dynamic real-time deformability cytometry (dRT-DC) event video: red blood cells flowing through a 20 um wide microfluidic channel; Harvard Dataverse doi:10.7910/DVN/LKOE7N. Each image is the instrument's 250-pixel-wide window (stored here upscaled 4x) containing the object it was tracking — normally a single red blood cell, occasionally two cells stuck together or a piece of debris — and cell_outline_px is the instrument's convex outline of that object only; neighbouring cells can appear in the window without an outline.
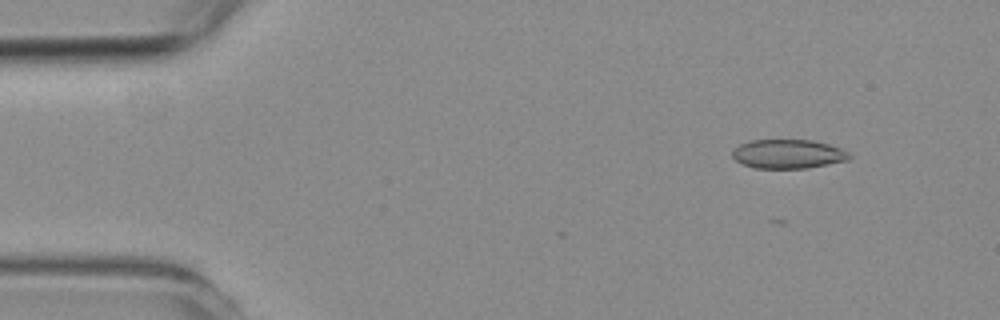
{"species": "common noctule bat (a hibernating species)", "species_latin": "Nyctalus noctula", "temperature_condition": "room temperature", "stored_images_in_passage": 50, "camera_frame_rate_fps": 3000, "um_per_image_px": 0.085, "animal": {"sex": "female", "body_mass_g": 19.3, "forearm_length_mm": 54.1}, "frame": {"image": 1, "passage_image": 6, "time_ms": 1.667, "image_size_px": [1000, 320], "cell_outline_px": [[852, 156], [848, 160], [808, 168], [756, 168], [744, 164], [736, 160], [732, 156], [732, 152], [740, 144], [752, 140], [812, 140], [828, 144], [840, 148], [848, 152]], "centroid_in_image_um": [67.01, 13.09], "position_along_channel_um": 18.0, "area_um2": 19.65}}
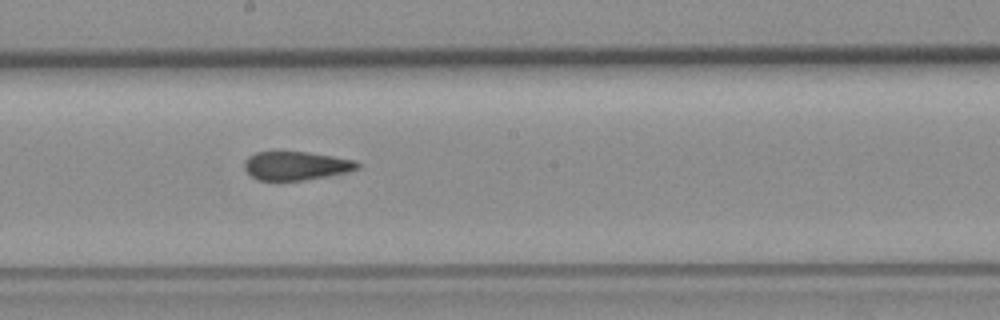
{"frame": {"image": 2, "passage_image": 31, "time_ms": 10.0, "image_size_px": [1000, 320], "cell_outline_px": [[360, 168], [348, 172], [328, 176], [304, 180], [256, 180], [244, 168], [244, 160], [248, 156], [256, 152], [308, 152], [332, 156], [352, 160], [360, 164]], "centroid_in_image_um": [25.15, 14.09], "position_along_channel_um": 223.0, "area_um2": 18.79}}
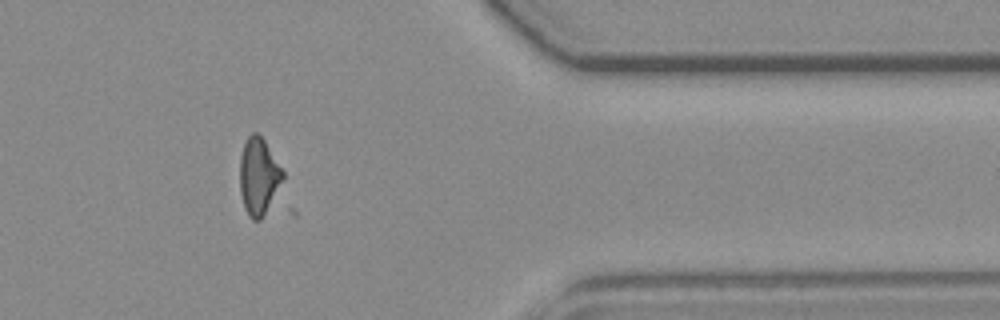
{"frame": {"image": 3, "passage_image": 47, "time_ms": 15.333, "image_size_px": [1000, 320], "cell_outline_px": [[284, 176], [260, 220], [252, 220], [248, 216], [244, 208], [240, 192], [240, 156], [244, 144], [248, 136], [252, 132], [256, 132], [264, 140], [284, 172]], "centroid_in_image_um": [21.95, 14.97], "position_along_channel_um": 389.5, "area_um2": 18.79}, "authors_computed_cell_mechanics": {"area_um2": 19.9121, "velocity_mm_per_s": 3.556, "shape_relaxation_time_tau1_ms": 9.2304, "shape_relaxation_time_tau2_ms": 1.5479, "deformation_change_tau1": 0.1509, "deformation_change_tau2": 0.0579}}